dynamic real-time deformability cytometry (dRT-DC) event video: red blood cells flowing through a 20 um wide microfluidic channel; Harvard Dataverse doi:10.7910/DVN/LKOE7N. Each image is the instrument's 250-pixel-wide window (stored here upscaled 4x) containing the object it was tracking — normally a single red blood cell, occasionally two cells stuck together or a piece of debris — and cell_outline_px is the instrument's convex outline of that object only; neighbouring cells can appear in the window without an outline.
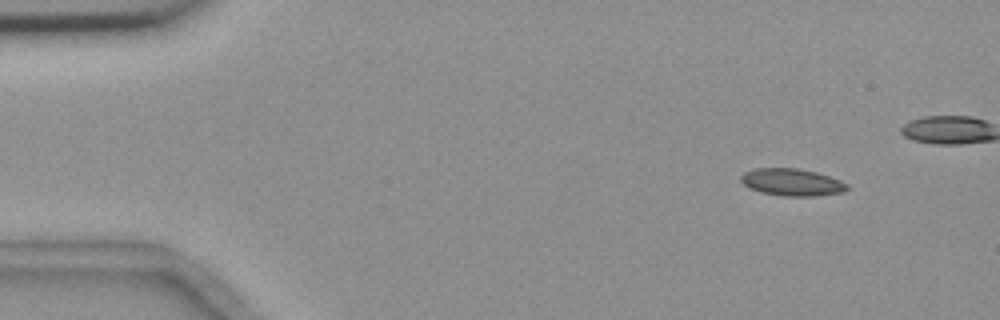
{"species": "common noctule bat (a hibernating species)", "species_latin": "Nyctalus noctula", "temperature_condition": "room temperature", "stored_images_in_passage": 7, "camera_frame_rate_fps": 3000, "um_per_image_px": 0.085, "animal": {"sex": "female", "body_mass_g": 18.4}, "frame": {"image": 1, "passage_image": 2, "time_ms": 1.0, "image_size_px": [1000, 320], "cell_outline_px": [[848, 188], [844, 192], [812, 196], [784, 196], [760, 192], [744, 184], [740, 180], [740, 176], [744, 172], [756, 168], [796, 168], [816, 172], [840, 180], [848, 184]], "centroid_in_image_um": [67.31, 15.48], "position_along_channel_um": 17.7, "area_um2": 16.7}}
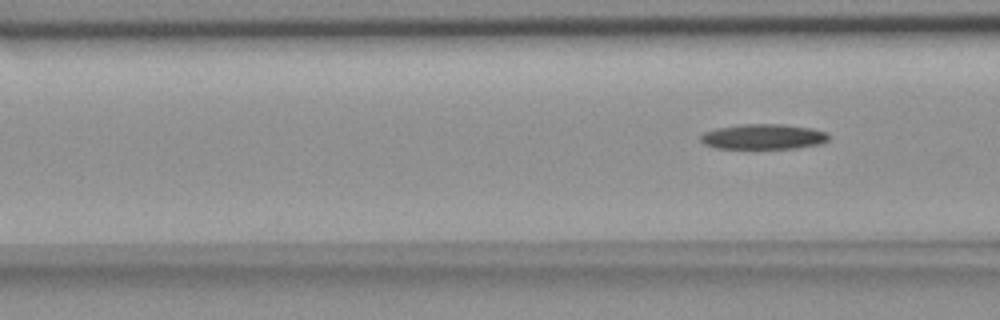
{"frame": {"image": 2, "passage_image": 7, "time_ms": 8.0, "image_size_px": [1000, 320], "cell_outline_px": [[828, 140], [820, 144], [796, 148], [712, 148], [704, 144], [700, 140], [700, 136], [704, 132], [720, 128], [744, 124], [780, 124], [812, 128], [828, 132]], "centroid_in_image_um": [64.9, 11.62], "position_along_channel_um": 101.7, "area_um2": 18.73}}